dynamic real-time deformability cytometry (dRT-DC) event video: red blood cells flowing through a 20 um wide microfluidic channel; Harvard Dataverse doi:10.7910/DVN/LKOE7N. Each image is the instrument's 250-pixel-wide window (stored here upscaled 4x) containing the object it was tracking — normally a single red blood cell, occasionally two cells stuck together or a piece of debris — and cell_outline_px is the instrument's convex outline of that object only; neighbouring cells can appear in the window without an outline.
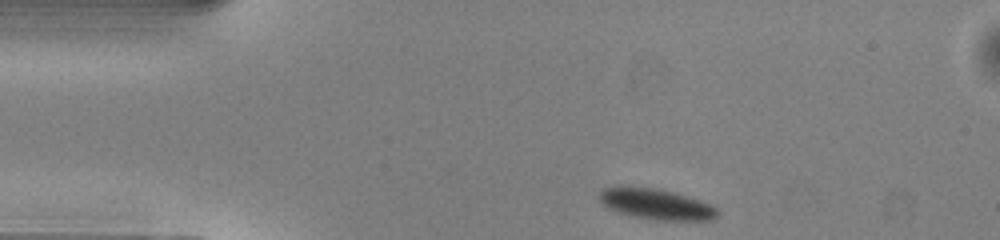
{"species": "common noctule bat (a hibernating species)", "species_latin": "Nyctalus noctula", "temperature_condition": "warm", "stored_images_in_passage": 43, "camera_frame_rate_fps": 3000, "um_per_image_px": 0.085, "animal": {"sex": "male", "body_mass_g": 13.0, "forearm_length_mm": 53.1}, "frame": {"image": 1, "passage_image": 1, "time_ms": 0.0, "image_size_px": [1000, 240], "cell_outline_px": [[716, 216], [712, 220], [652, 220], [632, 216], [616, 212], [608, 208], [600, 200], [600, 192], [604, 188], [656, 188], [672, 192], [700, 200], [716, 208]], "centroid_in_image_um": [55.77, 17.38], "position_along_channel_um": 29.2, "area_um2": 20.52}}
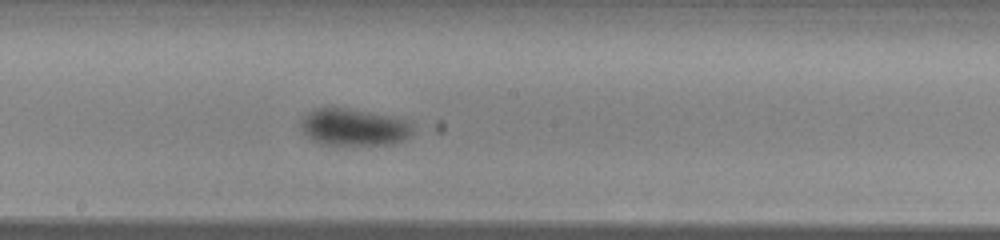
{"frame": {"image": 2, "passage_image": 19, "time_ms": 6.0, "image_size_px": [1000, 240], "cell_outline_px": [[412, 132], [404, 140], [392, 144], [320, 144], [312, 140], [304, 132], [300, 124], [300, 120], [312, 108], [344, 108], [368, 112], [388, 116], [404, 120], [412, 124]], "centroid_in_image_um": [30.03, 10.81], "position_along_channel_um": 218.2, "area_um2": 23.76}}
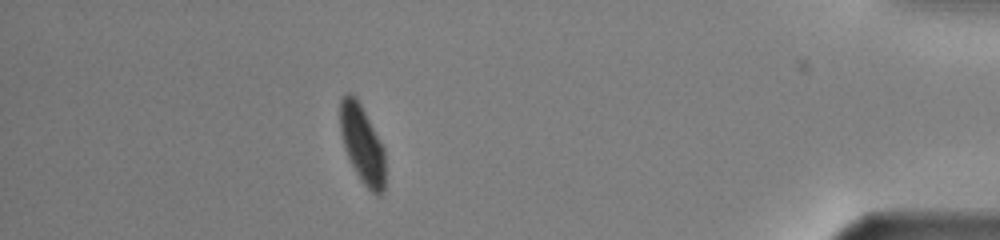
{"frame": {"image": 3, "passage_image": 37, "time_ms": 12.0, "image_size_px": [1000, 240], "cell_outline_px": [[384, 192], [380, 196], [376, 196], [364, 184], [356, 172], [348, 156], [340, 132], [340, 100], [344, 92], [352, 92], [356, 96], [384, 148]], "centroid_in_image_um": [30.78, 12.22], "position_along_channel_um": 404.4, "area_um2": 20.35}, "authors_computed_cell_mechanics": {"area_um2": 22.542, "velocity_mm_per_s": 4.0018, "shape_relaxation_time_tau1_ms": 5.0487, "shape_relaxation_time_tau2_ms": null, "deformation_change_tau1": 0.1259, "deformation_change_tau2": null}}